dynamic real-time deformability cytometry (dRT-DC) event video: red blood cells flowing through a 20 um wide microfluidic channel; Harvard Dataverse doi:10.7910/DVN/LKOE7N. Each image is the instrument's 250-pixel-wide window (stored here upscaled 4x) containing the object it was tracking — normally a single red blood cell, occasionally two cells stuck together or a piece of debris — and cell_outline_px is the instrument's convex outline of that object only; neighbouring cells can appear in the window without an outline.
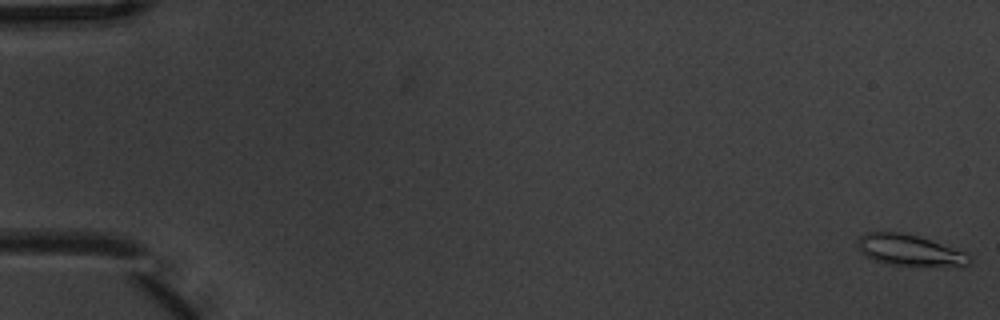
{"species": "common noctule bat (a hibernating species)", "species_latin": "Nyctalus noctula", "temperature_condition": "warm", "stored_images_in_passage": 9, "camera_frame_rate_fps": 3000, "um_per_image_px": 0.085, "animal": {"sex": "male", "body_mass_g": 20.1, "forearm_length_mm": 53.5}, "frame": {"image": 1, "passage_image": 1, "time_ms": 0.0, "image_size_px": [1000, 320], "cell_outline_px": [[972, 264], [960, 268], [888, 264], [864, 256], [860, 252], [856, 244], [856, 240], [860, 236], [868, 232], [900, 232], [916, 236], [968, 252], [972, 260]], "centroid_in_image_um": [77.39, 21.31], "position_along_channel_um": 7.6, "area_um2": 20.87}}
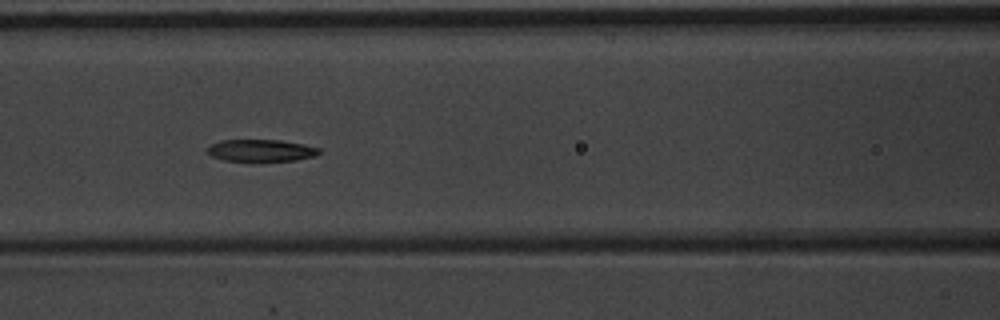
{"frame": {"image": 2, "passage_image": 8, "time_ms": 2.333, "image_size_px": [1000, 320], "cell_outline_px": [[320, 152], [316, 156], [296, 160], [224, 160], [212, 156], [208, 152], [208, 148], [212, 144], [220, 140], [280, 140], [304, 144], [320, 148]], "centroid_in_image_um": [22.23, 12.77], "position_along_channel_um": 144.4, "area_um2": 14.05}}
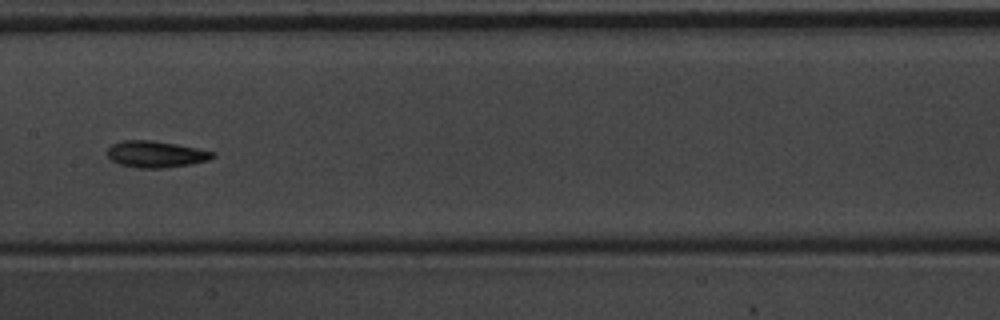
{"frame": {"image": 3, "passage_image": 9, "time_ms": 2.667, "image_size_px": [1000, 320], "cell_outline_px": [[216, 156], [208, 160], [192, 164], [164, 168], [136, 168], [120, 164], [112, 160], [108, 156], [108, 148], [112, 144], [120, 140], [152, 140], [176, 144], [216, 152]], "centroid_in_image_um": [13.26, 13.11], "position_along_channel_um": 194.1, "area_um2": 16.36}}